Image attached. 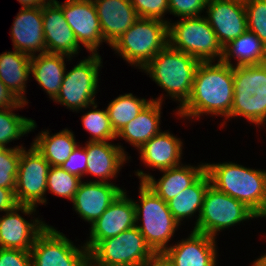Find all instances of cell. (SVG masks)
<instances>
[{"label":"cell","mask_w":266,"mask_h":266,"mask_svg":"<svg viewBox=\"0 0 266 266\" xmlns=\"http://www.w3.org/2000/svg\"><path fill=\"white\" fill-rule=\"evenodd\" d=\"M234 97L233 67L222 61L200 62L193 81L191 95L187 102L176 111V116L191 123L202 116H220L224 119L220 127H226L225 121L230 115ZM191 120V122H190Z\"/></svg>","instance_id":"cell-1"},{"label":"cell","mask_w":266,"mask_h":266,"mask_svg":"<svg viewBox=\"0 0 266 266\" xmlns=\"http://www.w3.org/2000/svg\"><path fill=\"white\" fill-rule=\"evenodd\" d=\"M199 63L200 61L196 58L168 44L141 70L166 92V95L164 93L151 99L163 103L167 96L178 102L179 106L173 111L176 116V111L187 102L191 95Z\"/></svg>","instance_id":"cell-2"},{"label":"cell","mask_w":266,"mask_h":266,"mask_svg":"<svg viewBox=\"0 0 266 266\" xmlns=\"http://www.w3.org/2000/svg\"><path fill=\"white\" fill-rule=\"evenodd\" d=\"M211 185L243 202L255 214L266 197V169H253L237 162L205 163Z\"/></svg>","instance_id":"cell-3"},{"label":"cell","mask_w":266,"mask_h":266,"mask_svg":"<svg viewBox=\"0 0 266 266\" xmlns=\"http://www.w3.org/2000/svg\"><path fill=\"white\" fill-rule=\"evenodd\" d=\"M138 187L139 201L133 199L136 227L154 253L165 252L180 225L168 204L153 190L144 182H140Z\"/></svg>","instance_id":"cell-4"},{"label":"cell","mask_w":266,"mask_h":266,"mask_svg":"<svg viewBox=\"0 0 266 266\" xmlns=\"http://www.w3.org/2000/svg\"><path fill=\"white\" fill-rule=\"evenodd\" d=\"M168 44V23L139 17L110 47L141 71Z\"/></svg>","instance_id":"cell-5"},{"label":"cell","mask_w":266,"mask_h":266,"mask_svg":"<svg viewBox=\"0 0 266 266\" xmlns=\"http://www.w3.org/2000/svg\"><path fill=\"white\" fill-rule=\"evenodd\" d=\"M234 97L226 120L240 118L266 126V63L233 67Z\"/></svg>","instance_id":"cell-6"},{"label":"cell","mask_w":266,"mask_h":266,"mask_svg":"<svg viewBox=\"0 0 266 266\" xmlns=\"http://www.w3.org/2000/svg\"><path fill=\"white\" fill-rule=\"evenodd\" d=\"M102 61L99 53H90L76 62L72 69H66L60 90L53 102L76 113L96 103Z\"/></svg>","instance_id":"cell-7"},{"label":"cell","mask_w":266,"mask_h":266,"mask_svg":"<svg viewBox=\"0 0 266 266\" xmlns=\"http://www.w3.org/2000/svg\"><path fill=\"white\" fill-rule=\"evenodd\" d=\"M169 45L200 62L221 61L223 47L205 15L168 23Z\"/></svg>","instance_id":"cell-8"},{"label":"cell","mask_w":266,"mask_h":266,"mask_svg":"<svg viewBox=\"0 0 266 266\" xmlns=\"http://www.w3.org/2000/svg\"><path fill=\"white\" fill-rule=\"evenodd\" d=\"M255 218L256 214L243 202L210 185L204 195L197 226L192 227V230L217 238L223 230Z\"/></svg>","instance_id":"cell-9"},{"label":"cell","mask_w":266,"mask_h":266,"mask_svg":"<svg viewBox=\"0 0 266 266\" xmlns=\"http://www.w3.org/2000/svg\"><path fill=\"white\" fill-rule=\"evenodd\" d=\"M154 254L135 226L105 240L89 251L90 266H143Z\"/></svg>","instance_id":"cell-10"},{"label":"cell","mask_w":266,"mask_h":266,"mask_svg":"<svg viewBox=\"0 0 266 266\" xmlns=\"http://www.w3.org/2000/svg\"><path fill=\"white\" fill-rule=\"evenodd\" d=\"M79 246V247H78ZM48 225L35 239L30 250L32 266H89V250Z\"/></svg>","instance_id":"cell-11"},{"label":"cell","mask_w":266,"mask_h":266,"mask_svg":"<svg viewBox=\"0 0 266 266\" xmlns=\"http://www.w3.org/2000/svg\"><path fill=\"white\" fill-rule=\"evenodd\" d=\"M51 165L43 155L31 144L29 149H21L15 196L18 204L46 205L47 175Z\"/></svg>","instance_id":"cell-12"},{"label":"cell","mask_w":266,"mask_h":266,"mask_svg":"<svg viewBox=\"0 0 266 266\" xmlns=\"http://www.w3.org/2000/svg\"><path fill=\"white\" fill-rule=\"evenodd\" d=\"M36 208L18 204L14 209L0 215V248L31 250L36 237L48 226L39 216L34 217ZM20 212L33 219H29V222Z\"/></svg>","instance_id":"cell-13"},{"label":"cell","mask_w":266,"mask_h":266,"mask_svg":"<svg viewBox=\"0 0 266 266\" xmlns=\"http://www.w3.org/2000/svg\"><path fill=\"white\" fill-rule=\"evenodd\" d=\"M61 9L78 44L88 53H99L105 40L93 0H65Z\"/></svg>","instance_id":"cell-14"},{"label":"cell","mask_w":266,"mask_h":266,"mask_svg":"<svg viewBox=\"0 0 266 266\" xmlns=\"http://www.w3.org/2000/svg\"><path fill=\"white\" fill-rule=\"evenodd\" d=\"M126 189L111 203L105 212L89 228L88 240L83 244L90 251L99 241L136 226L135 206Z\"/></svg>","instance_id":"cell-15"},{"label":"cell","mask_w":266,"mask_h":266,"mask_svg":"<svg viewBox=\"0 0 266 266\" xmlns=\"http://www.w3.org/2000/svg\"><path fill=\"white\" fill-rule=\"evenodd\" d=\"M205 18L224 47L247 30L245 5L230 0H208Z\"/></svg>","instance_id":"cell-16"},{"label":"cell","mask_w":266,"mask_h":266,"mask_svg":"<svg viewBox=\"0 0 266 266\" xmlns=\"http://www.w3.org/2000/svg\"><path fill=\"white\" fill-rule=\"evenodd\" d=\"M42 16L46 52L77 57L82 49L66 22L60 1L44 3Z\"/></svg>","instance_id":"cell-17"},{"label":"cell","mask_w":266,"mask_h":266,"mask_svg":"<svg viewBox=\"0 0 266 266\" xmlns=\"http://www.w3.org/2000/svg\"><path fill=\"white\" fill-rule=\"evenodd\" d=\"M123 190L115 183L82 180L71 203L80 219L92 225Z\"/></svg>","instance_id":"cell-18"},{"label":"cell","mask_w":266,"mask_h":266,"mask_svg":"<svg viewBox=\"0 0 266 266\" xmlns=\"http://www.w3.org/2000/svg\"><path fill=\"white\" fill-rule=\"evenodd\" d=\"M217 238L193 230L164 252L174 266H217Z\"/></svg>","instance_id":"cell-19"},{"label":"cell","mask_w":266,"mask_h":266,"mask_svg":"<svg viewBox=\"0 0 266 266\" xmlns=\"http://www.w3.org/2000/svg\"><path fill=\"white\" fill-rule=\"evenodd\" d=\"M85 149L87 152L86 175L98 179L90 181L113 183L112 179L118 177L123 165L131 159L121 143L86 141Z\"/></svg>","instance_id":"cell-20"},{"label":"cell","mask_w":266,"mask_h":266,"mask_svg":"<svg viewBox=\"0 0 266 266\" xmlns=\"http://www.w3.org/2000/svg\"><path fill=\"white\" fill-rule=\"evenodd\" d=\"M136 170L135 176L144 182L166 203L176 197L184 189L192 185L204 172L205 162L199 165L181 164L179 166L160 171L163 175L155 179L151 173Z\"/></svg>","instance_id":"cell-21"},{"label":"cell","mask_w":266,"mask_h":266,"mask_svg":"<svg viewBox=\"0 0 266 266\" xmlns=\"http://www.w3.org/2000/svg\"><path fill=\"white\" fill-rule=\"evenodd\" d=\"M13 48L29 56L46 53L42 6L21 8L10 31Z\"/></svg>","instance_id":"cell-22"},{"label":"cell","mask_w":266,"mask_h":266,"mask_svg":"<svg viewBox=\"0 0 266 266\" xmlns=\"http://www.w3.org/2000/svg\"><path fill=\"white\" fill-rule=\"evenodd\" d=\"M183 140L169 130L160 133L148 140L139 150L141 162L145 168L165 170L179 166L182 163Z\"/></svg>","instance_id":"cell-23"},{"label":"cell","mask_w":266,"mask_h":266,"mask_svg":"<svg viewBox=\"0 0 266 266\" xmlns=\"http://www.w3.org/2000/svg\"><path fill=\"white\" fill-rule=\"evenodd\" d=\"M105 43L111 46L139 18L130 0H93Z\"/></svg>","instance_id":"cell-24"},{"label":"cell","mask_w":266,"mask_h":266,"mask_svg":"<svg viewBox=\"0 0 266 266\" xmlns=\"http://www.w3.org/2000/svg\"><path fill=\"white\" fill-rule=\"evenodd\" d=\"M31 56L13 49L0 54V80L21 102L28 105L26 88L31 75Z\"/></svg>","instance_id":"cell-25"},{"label":"cell","mask_w":266,"mask_h":266,"mask_svg":"<svg viewBox=\"0 0 266 266\" xmlns=\"http://www.w3.org/2000/svg\"><path fill=\"white\" fill-rule=\"evenodd\" d=\"M162 105L158 101L151 100L145 108L122 130L116 138L125 140L130 146L139 150L148 140L160 133Z\"/></svg>","instance_id":"cell-26"},{"label":"cell","mask_w":266,"mask_h":266,"mask_svg":"<svg viewBox=\"0 0 266 266\" xmlns=\"http://www.w3.org/2000/svg\"><path fill=\"white\" fill-rule=\"evenodd\" d=\"M67 61L72 58L62 54L41 53L31 56V75L42 90L53 100L61 87Z\"/></svg>","instance_id":"cell-27"},{"label":"cell","mask_w":266,"mask_h":266,"mask_svg":"<svg viewBox=\"0 0 266 266\" xmlns=\"http://www.w3.org/2000/svg\"><path fill=\"white\" fill-rule=\"evenodd\" d=\"M210 185V178L205 171L192 185L167 202L170 212L180 226L183 224V220H191L194 216L196 220L194 221L195 225L193 227L197 226L203 206L204 195Z\"/></svg>","instance_id":"cell-28"},{"label":"cell","mask_w":266,"mask_h":266,"mask_svg":"<svg viewBox=\"0 0 266 266\" xmlns=\"http://www.w3.org/2000/svg\"><path fill=\"white\" fill-rule=\"evenodd\" d=\"M221 61L232 67L263 64L266 63V46L253 32L246 30L223 47Z\"/></svg>","instance_id":"cell-29"},{"label":"cell","mask_w":266,"mask_h":266,"mask_svg":"<svg viewBox=\"0 0 266 266\" xmlns=\"http://www.w3.org/2000/svg\"><path fill=\"white\" fill-rule=\"evenodd\" d=\"M50 130L39 131L32 144L51 166H61L78 146L74 132L69 128L50 134Z\"/></svg>","instance_id":"cell-30"},{"label":"cell","mask_w":266,"mask_h":266,"mask_svg":"<svg viewBox=\"0 0 266 266\" xmlns=\"http://www.w3.org/2000/svg\"><path fill=\"white\" fill-rule=\"evenodd\" d=\"M28 106L25 102L18 105L0 109V148H9V143L28 136L30 132L37 130V123L32 118L23 117L13 111ZM8 145V146H7Z\"/></svg>","instance_id":"cell-31"},{"label":"cell","mask_w":266,"mask_h":266,"mask_svg":"<svg viewBox=\"0 0 266 266\" xmlns=\"http://www.w3.org/2000/svg\"><path fill=\"white\" fill-rule=\"evenodd\" d=\"M150 99L134 96L133 93H125L117 96L108 103L106 110L111 125L117 134L126 124L132 121L151 101Z\"/></svg>","instance_id":"cell-32"},{"label":"cell","mask_w":266,"mask_h":266,"mask_svg":"<svg viewBox=\"0 0 266 266\" xmlns=\"http://www.w3.org/2000/svg\"><path fill=\"white\" fill-rule=\"evenodd\" d=\"M88 108L89 110L81 116L82 126L91 136L88 141H116L117 134L111 125L106 108L104 110L98 109L97 102Z\"/></svg>","instance_id":"cell-33"},{"label":"cell","mask_w":266,"mask_h":266,"mask_svg":"<svg viewBox=\"0 0 266 266\" xmlns=\"http://www.w3.org/2000/svg\"><path fill=\"white\" fill-rule=\"evenodd\" d=\"M83 179L69 173L60 166H51L47 175V191L57 197L72 201Z\"/></svg>","instance_id":"cell-34"},{"label":"cell","mask_w":266,"mask_h":266,"mask_svg":"<svg viewBox=\"0 0 266 266\" xmlns=\"http://www.w3.org/2000/svg\"><path fill=\"white\" fill-rule=\"evenodd\" d=\"M23 144L0 148V187L15 191Z\"/></svg>","instance_id":"cell-35"},{"label":"cell","mask_w":266,"mask_h":266,"mask_svg":"<svg viewBox=\"0 0 266 266\" xmlns=\"http://www.w3.org/2000/svg\"><path fill=\"white\" fill-rule=\"evenodd\" d=\"M244 5L247 30L253 32L266 46V0H248Z\"/></svg>","instance_id":"cell-36"},{"label":"cell","mask_w":266,"mask_h":266,"mask_svg":"<svg viewBox=\"0 0 266 266\" xmlns=\"http://www.w3.org/2000/svg\"><path fill=\"white\" fill-rule=\"evenodd\" d=\"M130 1L140 18L156 19L166 23L171 22V19L165 18V15L169 13L168 0Z\"/></svg>","instance_id":"cell-37"},{"label":"cell","mask_w":266,"mask_h":266,"mask_svg":"<svg viewBox=\"0 0 266 266\" xmlns=\"http://www.w3.org/2000/svg\"><path fill=\"white\" fill-rule=\"evenodd\" d=\"M207 2L208 0H168L169 13L179 19L203 16Z\"/></svg>","instance_id":"cell-38"},{"label":"cell","mask_w":266,"mask_h":266,"mask_svg":"<svg viewBox=\"0 0 266 266\" xmlns=\"http://www.w3.org/2000/svg\"><path fill=\"white\" fill-rule=\"evenodd\" d=\"M69 173L83 178L86 176L87 152L85 145H79L74 149L69 158L60 166Z\"/></svg>","instance_id":"cell-39"},{"label":"cell","mask_w":266,"mask_h":266,"mask_svg":"<svg viewBox=\"0 0 266 266\" xmlns=\"http://www.w3.org/2000/svg\"><path fill=\"white\" fill-rule=\"evenodd\" d=\"M0 266H32L30 251L0 248Z\"/></svg>","instance_id":"cell-40"},{"label":"cell","mask_w":266,"mask_h":266,"mask_svg":"<svg viewBox=\"0 0 266 266\" xmlns=\"http://www.w3.org/2000/svg\"><path fill=\"white\" fill-rule=\"evenodd\" d=\"M18 205L15 191L0 187V212L5 213Z\"/></svg>","instance_id":"cell-41"},{"label":"cell","mask_w":266,"mask_h":266,"mask_svg":"<svg viewBox=\"0 0 266 266\" xmlns=\"http://www.w3.org/2000/svg\"><path fill=\"white\" fill-rule=\"evenodd\" d=\"M20 102L0 80V109L16 106Z\"/></svg>","instance_id":"cell-42"},{"label":"cell","mask_w":266,"mask_h":266,"mask_svg":"<svg viewBox=\"0 0 266 266\" xmlns=\"http://www.w3.org/2000/svg\"><path fill=\"white\" fill-rule=\"evenodd\" d=\"M143 266H174L164 252L154 253Z\"/></svg>","instance_id":"cell-43"},{"label":"cell","mask_w":266,"mask_h":266,"mask_svg":"<svg viewBox=\"0 0 266 266\" xmlns=\"http://www.w3.org/2000/svg\"><path fill=\"white\" fill-rule=\"evenodd\" d=\"M22 7L21 8H35L38 6H42L44 2L42 0H17Z\"/></svg>","instance_id":"cell-44"},{"label":"cell","mask_w":266,"mask_h":266,"mask_svg":"<svg viewBox=\"0 0 266 266\" xmlns=\"http://www.w3.org/2000/svg\"><path fill=\"white\" fill-rule=\"evenodd\" d=\"M263 255L259 256V258L252 261L251 266H266V253H261Z\"/></svg>","instance_id":"cell-45"},{"label":"cell","mask_w":266,"mask_h":266,"mask_svg":"<svg viewBox=\"0 0 266 266\" xmlns=\"http://www.w3.org/2000/svg\"><path fill=\"white\" fill-rule=\"evenodd\" d=\"M265 218L266 220V197H265V201L263 203L262 208L256 213V219L258 218Z\"/></svg>","instance_id":"cell-46"},{"label":"cell","mask_w":266,"mask_h":266,"mask_svg":"<svg viewBox=\"0 0 266 266\" xmlns=\"http://www.w3.org/2000/svg\"><path fill=\"white\" fill-rule=\"evenodd\" d=\"M230 1H236L245 4L248 0H230Z\"/></svg>","instance_id":"cell-47"},{"label":"cell","mask_w":266,"mask_h":266,"mask_svg":"<svg viewBox=\"0 0 266 266\" xmlns=\"http://www.w3.org/2000/svg\"><path fill=\"white\" fill-rule=\"evenodd\" d=\"M44 3H48V2H56L57 0H42Z\"/></svg>","instance_id":"cell-48"}]
</instances>
